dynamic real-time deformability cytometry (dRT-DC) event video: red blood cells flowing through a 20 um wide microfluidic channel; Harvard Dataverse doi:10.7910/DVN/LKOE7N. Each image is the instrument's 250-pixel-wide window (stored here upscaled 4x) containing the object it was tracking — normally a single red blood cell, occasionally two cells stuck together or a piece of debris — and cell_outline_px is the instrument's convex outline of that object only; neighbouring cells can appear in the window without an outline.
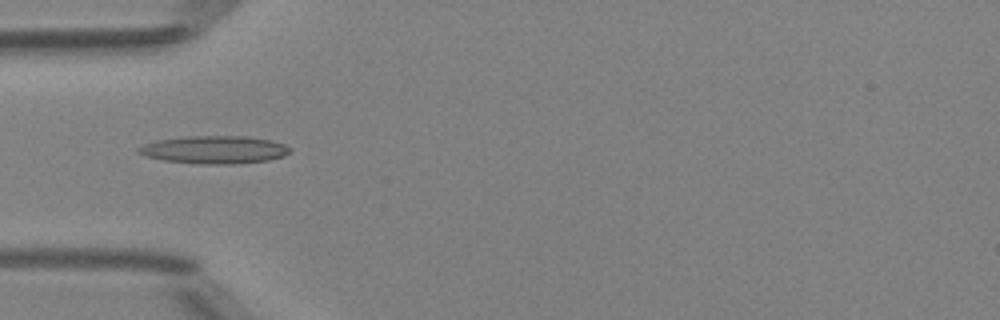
{"species": "Egyptian fruit bat (a non-hibernating species)", "species_latin": "Rousettus aegyptiacus", "temperature_condition": "room temperature", "stored_images_in_passage": 1, "camera_frame_rate_fps": 3000, "um_per_image_px": 0.085, "animal": {"sex": "female"}, "frame": {"image": 1, "passage_image": 1, "time_ms": 0.0, "image_size_px": [1000, 320], "cell_outline_px": [[292, 148], [284, 156], [268, 160], [232, 164], [200, 164], [164, 160], [144, 156], [136, 152], [136, 148], [144, 144], [156, 140], [188, 136], [248, 136], [268, 140], [284, 144]], "centroid_in_image_um": [18.18, 12.72], "position_along_channel_um": 66.8, "area_um2": 24.57}}